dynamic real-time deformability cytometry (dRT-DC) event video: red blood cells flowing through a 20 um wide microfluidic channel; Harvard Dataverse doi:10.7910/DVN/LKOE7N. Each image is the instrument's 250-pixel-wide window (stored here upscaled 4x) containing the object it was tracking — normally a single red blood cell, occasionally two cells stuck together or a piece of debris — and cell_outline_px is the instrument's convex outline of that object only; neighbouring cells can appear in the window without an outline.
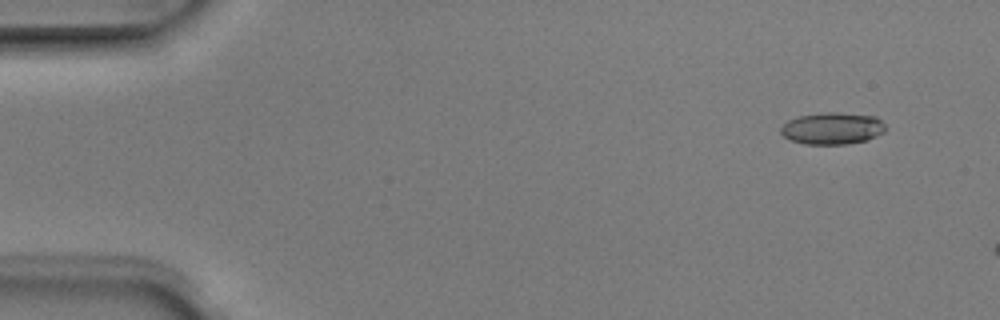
{"species": "Egyptian fruit bat (a non-hibernating species)", "species_latin": "Rousettus aegyptiacus", "temperature_condition": "room temperature", "stored_images_in_passage": 2, "camera_frame_rate_fps": 3000, "um_per_image_px": 0.085, "animal": {"sex": "male"}, "frame": {"image": 1, "passage_image": 1, "time_ms": 0.0, "image_size_px": [1000, 320], "cell_outline_px": [[884, 132], [876, 136], [864, 140], [844, 144], [804, 144], [788, 140], [780, 132], [780, 128], [788, 120], [800, 116], [824, 112], [836, 112], [876, 116], [884, 124]], "centroid_in_image_um": [70.71, 10.91], "position_along_channel_um": 14.3, "area_um2": 19.36}}